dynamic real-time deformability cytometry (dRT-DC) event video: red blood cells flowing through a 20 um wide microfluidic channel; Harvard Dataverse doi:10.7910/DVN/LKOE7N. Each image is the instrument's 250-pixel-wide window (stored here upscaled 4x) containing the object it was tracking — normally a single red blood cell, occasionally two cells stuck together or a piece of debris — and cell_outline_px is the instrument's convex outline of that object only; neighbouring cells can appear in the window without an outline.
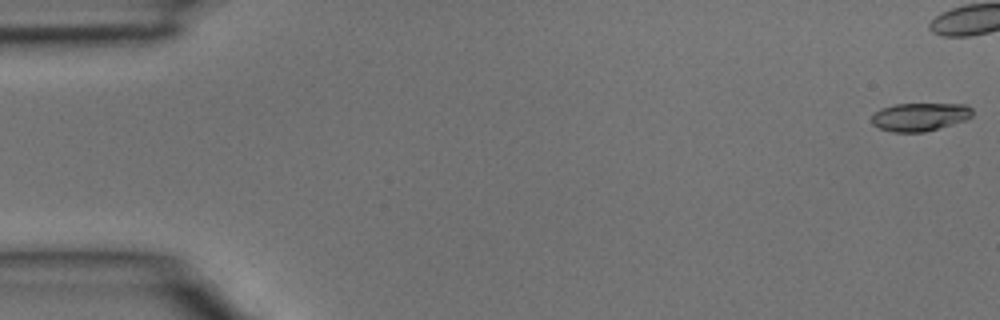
{"species": "common noctule bat (a hibernating species)", "species_latin": "Nyctalus noctula", "temperature_condition": "room temperature", "stored_images_in_passage": 4, "camera_frame_rate_fps": 3000, "um_per_image_px": 0.085, "animal": {"sex": "male", "body_mass_g": 15.6}, "frame": {"image": 1, "passage_image": 1, "time_ms": 0.0, "image_size_px": [1000, 320], "cell_outline_px": [[972, 116], [964, 120], [952, 124], [924, 132], [892, 132], [880, 128], [872, 124], [872, 116], [880, 108], [896, 104], [964, 104], [972, 108]], "centroid_in_image_um": [78.17, 9.93], "position_along_channel_um": 6.8, "area_um2": 16.42}}
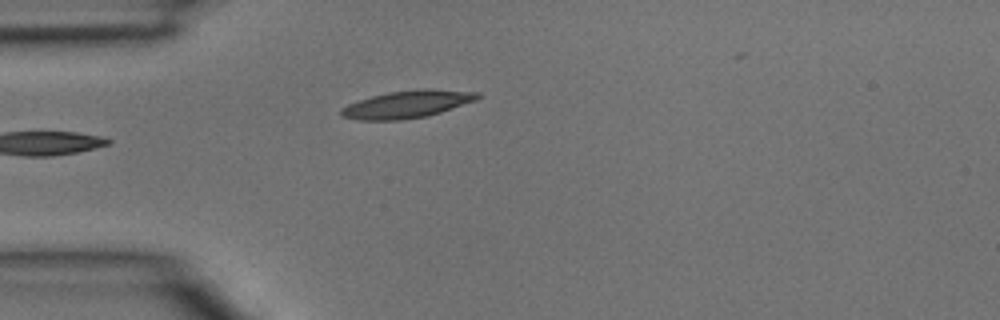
{"frame": {"image": 2, "passage_image": 4, "time_ms": 1.0, "image_size_px": [1000, 320], "cell_outline_px": [[480, 96], [476, 100], [428, 116], [400, 120], [360, 120], [340, 116], [340, 108], [348, 104], [372, 96], [388, 92], [424, 88], [428, 88], [480, 92]], "centroid_in_image_um": [34.61, 8.86], "position_along_channel_um": 50.4, "area_um2": 21.79}}